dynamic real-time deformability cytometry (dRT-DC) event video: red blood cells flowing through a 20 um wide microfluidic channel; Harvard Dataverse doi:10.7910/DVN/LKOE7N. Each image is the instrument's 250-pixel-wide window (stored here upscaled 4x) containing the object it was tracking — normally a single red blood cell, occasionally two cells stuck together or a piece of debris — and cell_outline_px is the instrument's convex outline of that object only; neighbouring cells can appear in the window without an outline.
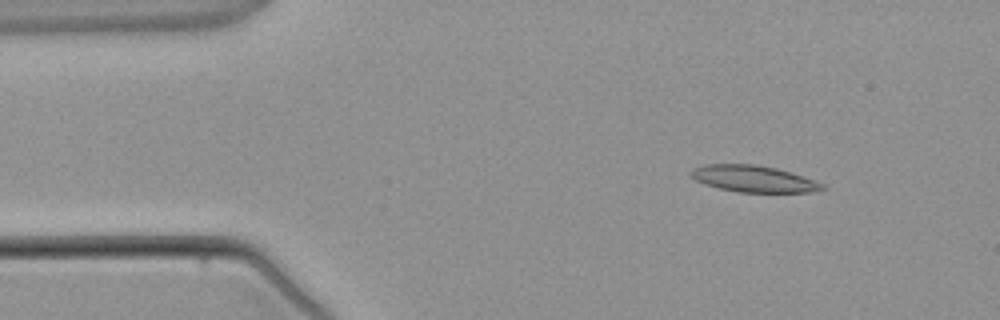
{"species": "common noctule bat (a hibernating species)", "species_latin": "Nyctalus noctula", "temperature_condition": "warm", "stored_images_in_passage": 3, "segment_of_instrument_passage": [2, 2], "camera_frame_rate_fps": 3000, "um_per_image_px": 0.085, "animal": {"sex": "male", "body_mass_g": 21.5, "forearm_length_mm": 52.0}, "frame": {"image": 1, "passage_image": 3, "time_ms": 3.667, "image_size_px": [1000, 320], "cell_outline_px": [[828, 188], [808, 192], [740, 192], [720, 188], [704, 184], [696, 180], [688, 172], [692, 168], [708, 164], [756, 164], [776, 168], [792, 172], [804, 176], [824, 184]], "centroid_in_image_um": [64.06, 15.19], "position_along_channel_um": 20.9, "area_um2": 20.35}}